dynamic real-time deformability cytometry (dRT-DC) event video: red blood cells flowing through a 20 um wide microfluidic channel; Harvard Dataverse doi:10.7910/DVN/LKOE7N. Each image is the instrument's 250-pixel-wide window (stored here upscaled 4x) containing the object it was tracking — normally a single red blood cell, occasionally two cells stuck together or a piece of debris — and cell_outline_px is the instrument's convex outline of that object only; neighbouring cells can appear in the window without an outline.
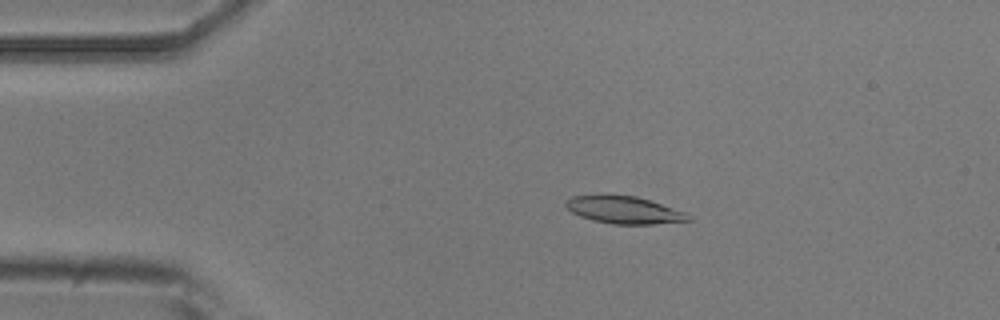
{"species": "common noctule bat (a hibernating species)", "species_latin": "Nyctalus noctula", "temperature_condition": "room temperature", "stored_images_in_passage": 5, "camera_frame_rate_fps": 3000, "um_per_image_px": 0.085, "animal": {"sex": "male", "body_mass_g": 20.5, "forearm_length_mm": 52.5}, "frame": {"image": 1, "passage_image": 4, "time_ms": 3.333, "image_size_px": [1000, 320], "cell_outline_px": [[692, 220], [652, 224], [612, 224], [592, 220], [580, 216], [572, 212], [564, 204], [564, 200], [572, 196], [636, 196], [684, 212], [692, 216]], "centroid_in_image_um": [53.03, 17.87], "position_along_channel_um": 32.0, "area_um2": 19.07}}